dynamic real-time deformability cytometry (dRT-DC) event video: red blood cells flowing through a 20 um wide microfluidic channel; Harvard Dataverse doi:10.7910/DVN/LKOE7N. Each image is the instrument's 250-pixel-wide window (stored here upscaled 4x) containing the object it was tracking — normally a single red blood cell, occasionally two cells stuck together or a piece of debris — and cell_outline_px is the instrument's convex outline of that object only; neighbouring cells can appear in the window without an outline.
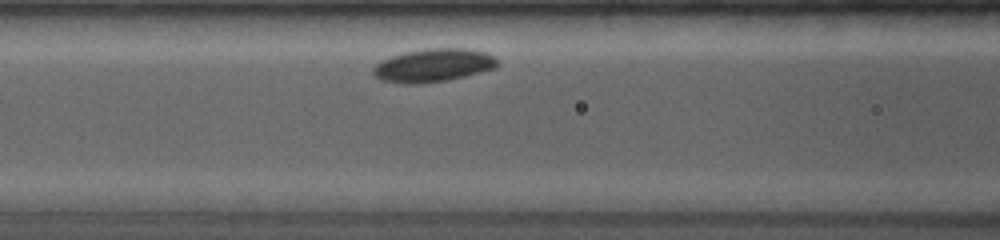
{"species": "common noctule bat (a hibernating species)", "species_latin": "Nyctalus noctula", "temperature_condition": "room temperature", "stored_images_in_passage": 32, "camera_frame_rate_fps": 4000, "um_per_image_px": 0.085, "animal": {"sex": "female", "body_mass_g": 19.0, "forearm_length_mm": 53.3}, "frame": {"image": 1, "passage_image": 8, "time_ms": 2.25, "image_size_px": [1000, 240], "cell_outline_px": [[500, 64], [496, 68], [448, 80], [420, 84], [404, 84], [380, 80], [372, 72], [372, 68], [376, 64], [392, 56], [404, 52], [432, 48], [464, 48], [484, 52], [492, 56]], "centroid_in_image_um": [36.82, 5.56], "position_along_channel_um": 129.8, "area_um2": 23.93}}
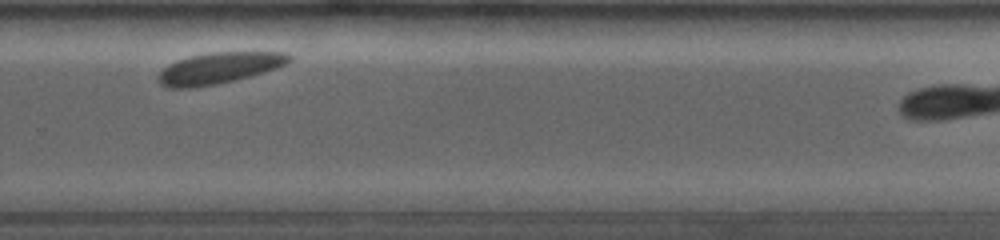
{"frame": {"image": 2, "passage_image": 24, "time_ms": 7.25, "image_size_px": [1000, 240], "cell_outline_px": [[292, 60], [276, 68], [248, 76], [216, 84], [192, 88], [168, 88], [160, 84], [160, 72], [168, 64], [192, 56], [212, 52], [284, 52], [292, 56]], "centroid_in_image_um": [18.63, 5.78], "position_along_channel_um": 311.2, "area_um2": 23.29}}
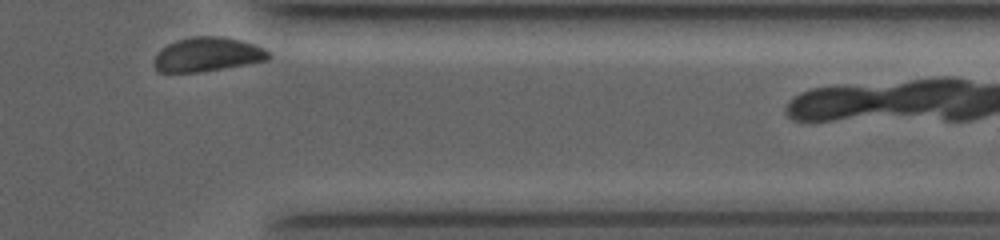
{"frame": {"image": 3, "passage_image": 32, "time_ms": 9.5, "image_size_px": [1000, 240], "cell_outline_px": [[272, 56], [268, 60], [196, 72], [160, 72], [156, 68], [156, 56], [168, 44], [176, 40], [192, 36], [220, 36], [240, 40], [256, 44], [264, 48]], "centroid_in_image_um": [17.68, 4.61], "position_along_channel_um": 393.7, "area_um2": 22.31}, "authors_computed_cell_mechanics": {"area_um2": 23.9581, "velocity_mm_per_s": 3.6347, "shape_relaxation_time_tau1_ms": 0.8259, "shape_relaxation_time_tau2_ms": null, "deformation_change_tau1": 0.0584, "deformation_change_tau2": null}}